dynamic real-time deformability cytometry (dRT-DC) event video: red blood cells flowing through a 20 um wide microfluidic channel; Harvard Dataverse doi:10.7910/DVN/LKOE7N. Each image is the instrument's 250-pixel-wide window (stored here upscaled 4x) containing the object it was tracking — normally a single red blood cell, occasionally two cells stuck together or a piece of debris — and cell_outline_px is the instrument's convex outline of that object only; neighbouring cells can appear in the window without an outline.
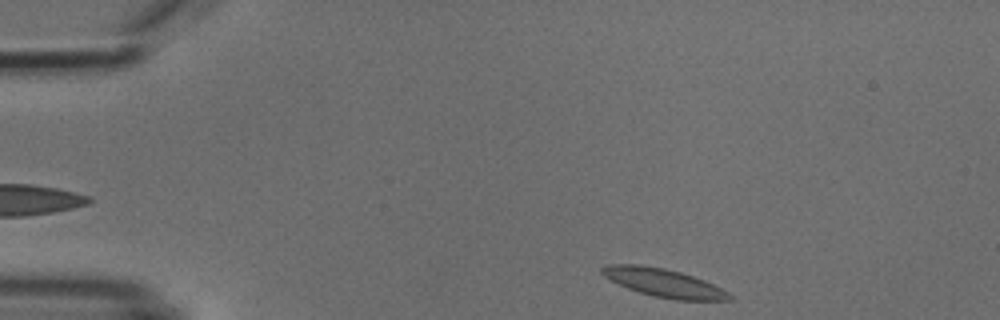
{"species": "common noctule bat (a hibernating species)", "species_latin": "Nyctalus noctula", "temperature_condition": "cold", "stored_images_in_passage": 2, "camera_frame_rate_fps": 3000, "um_per_image_px": 0.085, "animal": {"sex": "male", "body_mass_g": 18.8}, "frame": {"image": 1, "passage_image": 2, "time_ms": 1.333, "image_size_px": [1000, 320], "cell_outline_px": [[732, 300], [676, 300], [652, 296], [628, 288], [604, 276], [600, 272], [600, 268], [608, 264], [636, 264], [664, 268], [680, 272], [704, 280], [728, 292], [732, 296]], "centroid_in_image_um": [56.4, 24.04], "position_along_channel_um": 28.6, "area_um2": 20.75}}